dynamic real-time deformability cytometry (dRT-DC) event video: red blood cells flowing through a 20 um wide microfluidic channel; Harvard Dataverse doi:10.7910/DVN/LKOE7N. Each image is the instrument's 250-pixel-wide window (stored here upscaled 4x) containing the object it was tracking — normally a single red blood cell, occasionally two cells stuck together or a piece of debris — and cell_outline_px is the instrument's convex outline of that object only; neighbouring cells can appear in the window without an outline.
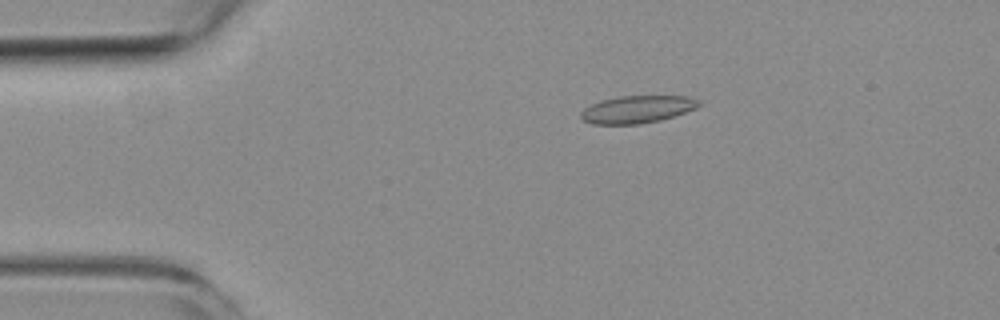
{"species": "common noctule bat (a hibernating species)", "species_latin": "Nyctalus noctula", "temperature_condition": "room temperature", "stored_images_in_passage": 3, "camera_frame_rate_fps": 3000, "um_per_image_px": 0.085, "animal": {"sex": "female", "body_mass_g": 19.3, "forearm_length_mm": 54.1}, "frame": {"image": 1, "passage_image": 2, "time_ms": 2.667, "image_size_px": [1000, 320], "cell_outline_px": [[704, 104], [696, 108], [660, 120], [640, 124], [592, 124], [584, 120], [580, 116], [580, 112], [584, 108], [600, 100], [620, 96], [688, 96], [700, 100]], "centroid_in_image_um": [54.18, 9.28], "position_along_channel_um": 30.8, "area_um2": 18.9}}